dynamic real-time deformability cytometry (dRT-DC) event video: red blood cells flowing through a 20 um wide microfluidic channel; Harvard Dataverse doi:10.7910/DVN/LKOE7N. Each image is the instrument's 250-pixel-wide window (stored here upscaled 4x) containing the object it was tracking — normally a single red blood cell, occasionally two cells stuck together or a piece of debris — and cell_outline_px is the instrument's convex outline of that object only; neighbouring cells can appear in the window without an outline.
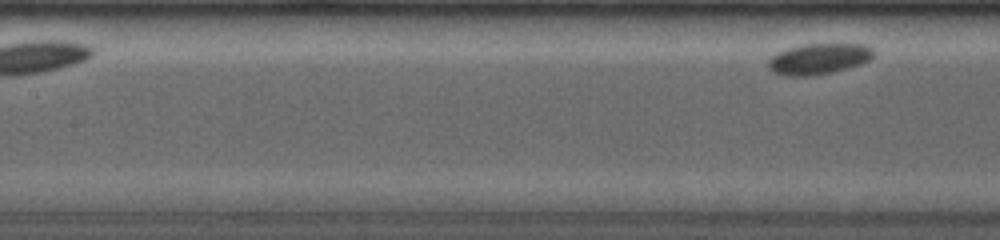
{"species": "common noctule bat (a hibernating species)", "species_latin": "Nyctalus noctula", "temperature_condition": "room temperature", "stored_images_in_passage": 6, "segment_of_instrument_passage": [2, 2], "camera_frame_rate_fps": 4000, "um_per_image_px": 0.085, "animal": {"sex": "female", "body_mass_g": 19.0, "forearm_length_mm": 53.3}, "frame": {"image": 1, "passage_image": 6, "time_ms": 4.25, "image_size_px": [1000, 240], "cell_outline_px": [[872, 56], [868, 60], [860, 64], [848, 68], [832, 72], [808, 76], [784, 76], [772, 72], [768, 68], [768, 60], [776, 52], [788, 48], [804, 44], [864, 44], [872, 48]], "centroid_in_image_um": [69.53, 5.01], "position_along_channel_um": 137.9, "area_um2": 18.9}}